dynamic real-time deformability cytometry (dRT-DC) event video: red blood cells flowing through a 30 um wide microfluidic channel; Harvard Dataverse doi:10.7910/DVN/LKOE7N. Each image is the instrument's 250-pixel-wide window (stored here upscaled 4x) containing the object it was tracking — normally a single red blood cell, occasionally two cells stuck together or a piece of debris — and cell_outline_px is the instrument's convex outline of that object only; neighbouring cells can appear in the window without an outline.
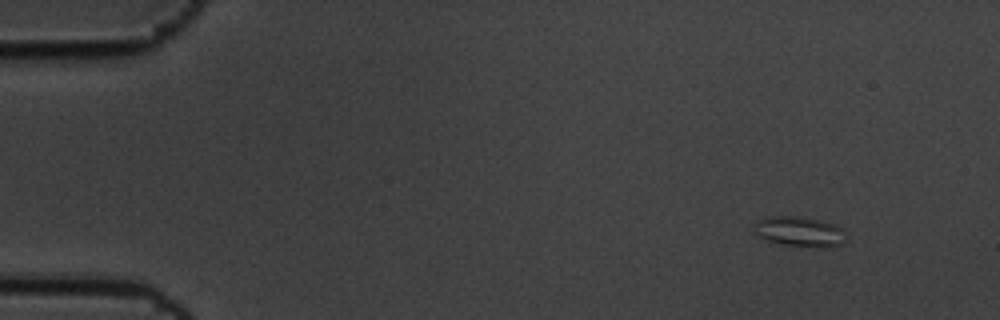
{"species": "common noctule bat (a hibernating species)", "species_latin": "Nyctalus noctula", "temperature_condition": "cold", "stored_images_in_passage": 7, "segment_of_instrument_passage": [2, 2], "camera_frame_rate_fps": 3000, "um_per_image_px": 0.085, "animal": {"sex": "male", "body_mass_g": 19.5, "forearm_length_mm": 54.6}, "frame": {"image": 1, "passage_image": 7, "time_ms": 2.0, "image_size_px": [1000, 320], "cell_outline_px": [[848, 240], [844, 244], [820, 248], [784, 244], [768, 240], [760, 236], [756, 232], [756, 224], [760, 220], [772, 216], [800, 216], [820, 220], [836, 224], [844, 232]], "centroid_in_image_um": [68.08, 19.69], "position_along_channel_um": 16.9, "area_um2": 15.95}}